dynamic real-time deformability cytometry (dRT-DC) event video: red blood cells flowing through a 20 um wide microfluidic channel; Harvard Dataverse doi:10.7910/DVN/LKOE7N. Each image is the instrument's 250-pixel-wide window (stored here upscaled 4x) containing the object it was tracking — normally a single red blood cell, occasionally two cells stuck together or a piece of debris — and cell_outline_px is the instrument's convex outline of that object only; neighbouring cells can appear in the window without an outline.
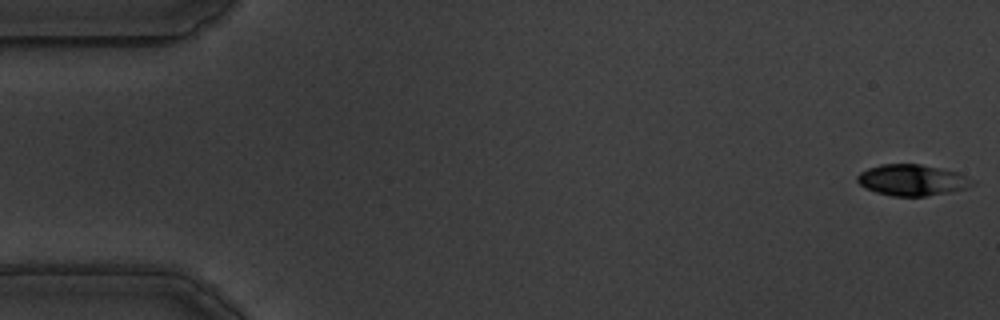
{"species": "common noctule bat (a hibernating species)", "species_latin": "Nyctalus noctula", "temperature_condition": "warm", "stored_images_in_passage": 57, "camera_frame_rate_fps": 3000, "um_per_image_px": 0.085, "animal": {"sex": "male", "body_mass_g": 19.5, "forearm_length_mm": 54.6}, "frame": {"image": 1, "passage_image": 1, "time_ms": 0.0, "image_size_px": [1000, 320], "cell_outline_px": [[976, 184], [964, 188], [948, 192], [924, 196], [892, 196], [876, 192], [864, 188], [856, 180], [856, 176], [860, 172], [868, 168], [880, 164], [920, 164], [956, 172], [976, 180]], "centroid_in_image_um": [77.5, 15.3], "position_along_channel_um": 7.5, "area_um2": 20.81}}
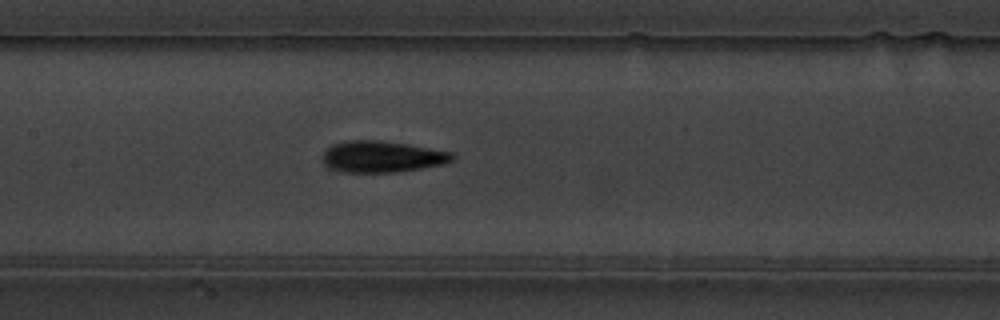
{"frame": {"image": 2, "passage_image": 27, "time_ms": 8.667, "image_size_px": [1000, 320], "cell_outline_px": [[456, 156], [452, 160], [440, 164], [420, 168], [396, 172], [344, 172], [332, 168], [324, 164], [324, 148], [332, 144], [348, 140], [380, 140], [408, 144], [452, 152]], "centroid_in_image_um": [32.45, 13.3], "position_along_channel_um": 174.9, "area_um2": 23.58}}
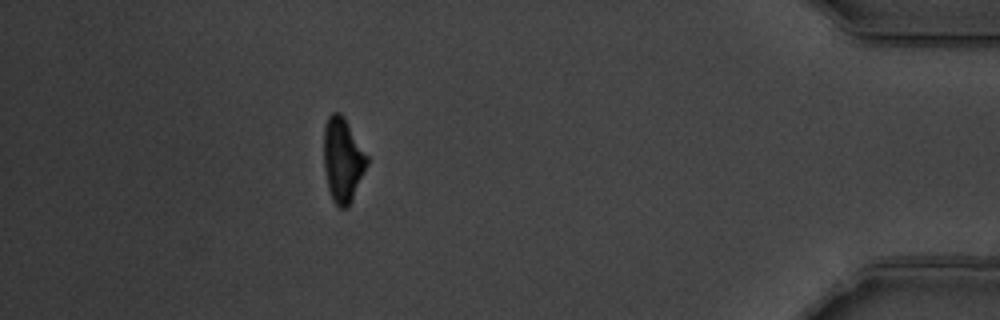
{"frame": {"image": 3, "passage_image": 51, "time_ms": 16.667, "image_size_px": [1000, 320], "cell_outline_px": [[368, 164], [352, 200], [348, 208], [340, 208], [332, 200], [328, 188], [324, 168], [324, 124], [328, 116], [332, 112], [340, 112], [344, 116], [368, 156]], "centroid_in_image_um": [29.13, 13.58], "position_along_channel_um": 406.1, "area_um2": 21.39}, "authors_computed_cell_mechanics": {"area_um2": 22.0218, "velocity_mm_per_s": 3.5247, "shape_relaxation_time_tau1_ms": 3.553, "shape_relaxation_time_tau2_ms": 2.2094, "deformation_change_tau1": 0.1628, "deformation_change_tau2": 0.0976}}